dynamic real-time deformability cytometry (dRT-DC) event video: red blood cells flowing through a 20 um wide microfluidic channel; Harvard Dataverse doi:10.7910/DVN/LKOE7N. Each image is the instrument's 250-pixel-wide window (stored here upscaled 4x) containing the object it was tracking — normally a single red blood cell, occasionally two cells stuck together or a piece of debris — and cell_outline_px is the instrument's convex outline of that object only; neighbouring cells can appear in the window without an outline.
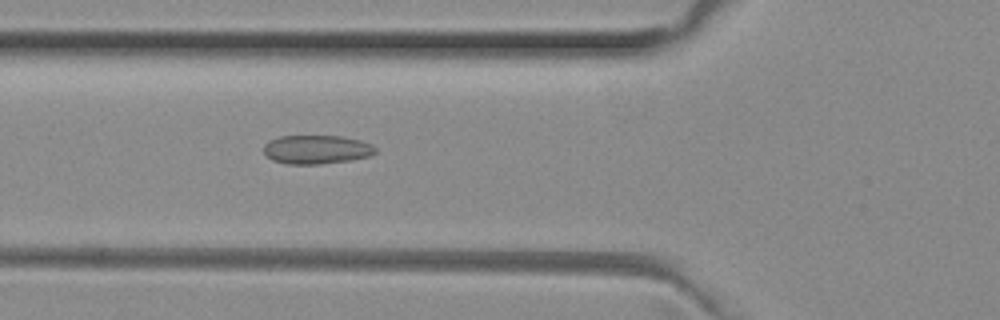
{"species": "common noctule bat (a hibernating species)", "species_latin": "Nyctalus noctula", "temperature_condition": "room temperature", "stored_images_in_passage": 37, "camera_frame_rate_fps": 3000, "um_per_image_px": 0.085, "animal": {"sex": "female", "body_mass_g": 29.2, "forearm_length_mm": 56.3}, "frame": {"image": 1, "passage_image": 4, "time_ms": 1.0, "image_size_px": [1000, 320], "cell_outline_px": [[376, 152], [368, 156], [348, 160], [320, 164], [288, 164], [272, 160], [264, 152], [264, 144], [268, 140], [280, 136], [340, 136], [360, 140], [372, 144], [376, 148]], "centroid_in_image_um": [26.88, 12.7], "position_along_channel_um": 98.9, "area_um2": 18.67}}
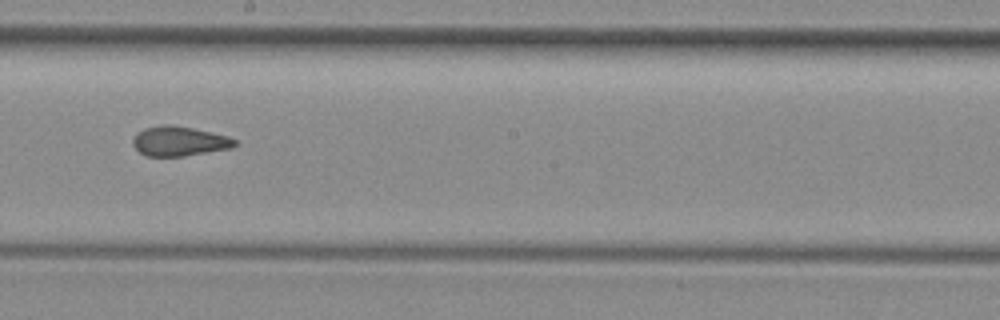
{"frame": {"image": 2, "passage_image": 14, "time_ms": 4.333, "image_size_px": [1000, 320], "cell_outline_px": [[236, 144], [232, 148], [184, 156], [148, 156], [140, 152], [132, 144], [132, 140], [136, 132], [144, 128], [160, 124], [172, 124], [212, 132], [228, 136], [236, 140]], "centroid_in_image_um": [15.21, 11.99], "position_along_channel_um": 233.0, "area_um2": 17.74}}
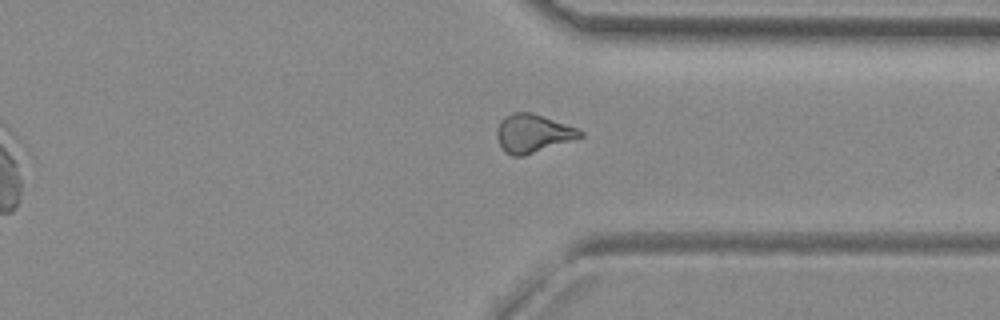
{"frame": {"image": 3, "passage_image": 24, "time_ms": 7.667, "image_size_px": [1000, 320], "cell_outline_px": [[584, 136], [524, 156], [512, 156], [504, 152], [496, 136], [496, 132], [500, 120], [512, 112], [532, 112], [576, 128], [584, 132]], "centroid_in_image_um": [45.26, 11.34], "position_along_channel_um": 366.1, "area_um2": 18.5}, "authors_computed_cell_mechanics": {"area_um2": 18.0914, "velocity_mm_per_s": 4.0236, "shape_relaxation_time_tau1_ms": null, "shape_relaxation_time_tau2_ms": 1.9431, "deformation_change_tau1": null, "deformation_change_tau2": 0.0836}}